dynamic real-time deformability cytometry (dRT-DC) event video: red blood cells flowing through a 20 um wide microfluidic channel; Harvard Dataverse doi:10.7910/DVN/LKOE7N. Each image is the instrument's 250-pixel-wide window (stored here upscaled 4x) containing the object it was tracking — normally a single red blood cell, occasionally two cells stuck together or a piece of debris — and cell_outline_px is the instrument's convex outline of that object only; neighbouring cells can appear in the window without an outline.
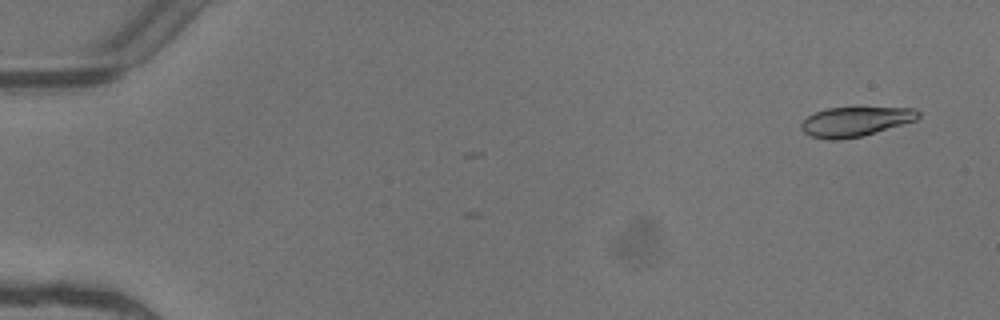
{"species": "common noctule bat (a hibernating species)", "species_latin": "Nyctalus noctula", "temperature_condition": "warm", "stored_images_in_passage": 2, "camera_frame_rate_fps": 3000, "um_per_image_px": 0.085, "animal": {"sex": "female"}, "frame": {"image": 1, "passage_image": 1, "time_ms": 0.0, "image_size_px": [1000, 320], "cell_outline_px": [[920, 116], [916, 120], [864, 136], [840, 140], [828, 140], [808, 136], [800, 128], [800, 124], [808, 116], [816, 112], [828, 108], [916, 108], [920, 112]], "centroid_in_image_um": [72.69, 10.35], "position_along_channel_um": 12.3, "area_um2": 20.23}}